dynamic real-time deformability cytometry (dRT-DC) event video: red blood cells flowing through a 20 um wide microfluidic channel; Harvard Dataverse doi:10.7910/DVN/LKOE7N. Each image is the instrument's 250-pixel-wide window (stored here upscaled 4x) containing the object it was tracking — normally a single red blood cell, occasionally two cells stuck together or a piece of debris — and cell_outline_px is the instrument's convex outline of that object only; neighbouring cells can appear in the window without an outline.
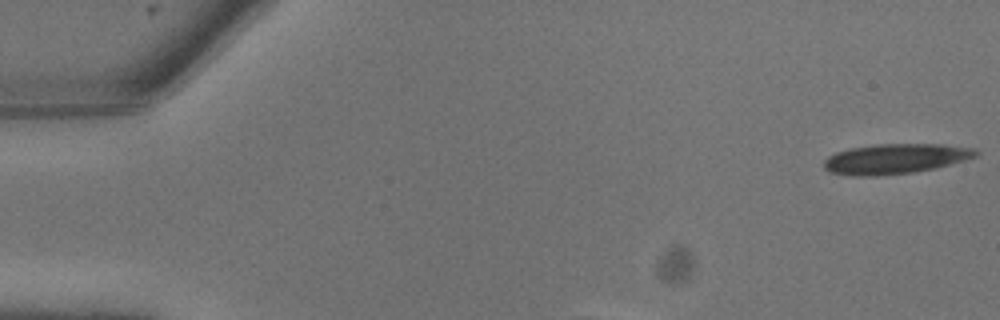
{"species": "common noctule bat (a hibernating species)", "species_latin": "Nyctalus noctula", "temperature_condition": "warm", "stored_images_in_passage": 7, "camera_frame_rate_fps": 3000, "um_per_image_px": 0.085, "animal": {"sex": "male", "body_mass_g": 13.3}, "frame": {"image": 1, "passage_image": 1, "time_ms": 0.0, "image_size_px": [1000, 320], "cell_outline_px": [[980, 152], [976, 156], [964, 160], [936, 168], [912, 172], [876, 176], [848, 176], [832, 172], [824, 168], [824, 160], [828, 156], [836, 152], [852, 148], [880, 144], [940, 144], [976, 148]], "centroid_in_image_um": [76.11, 13.5], "position_along_channel_um": 8.9, "area_um2": 26.53}}
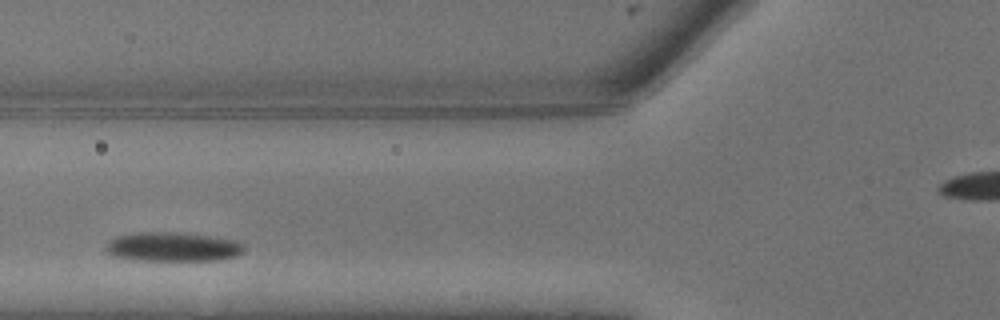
{"frame": {"image": 2, "passage_image": 6, "time_ms": 1.667, "image_size_px": [1000, 320], "cell_outline_px": [[244, 252], [236, 256], [220, 260], [136, 260], [112, 256], [104, 248], [108, 240], [116, 236], [136, 232], [180, 232], [216, 236], [240, 240], [244, 244]], "centroid_in_image_um": [14.72, 20.96], "position_along_channel_um": 111.1, "area_um2": 24.1}}